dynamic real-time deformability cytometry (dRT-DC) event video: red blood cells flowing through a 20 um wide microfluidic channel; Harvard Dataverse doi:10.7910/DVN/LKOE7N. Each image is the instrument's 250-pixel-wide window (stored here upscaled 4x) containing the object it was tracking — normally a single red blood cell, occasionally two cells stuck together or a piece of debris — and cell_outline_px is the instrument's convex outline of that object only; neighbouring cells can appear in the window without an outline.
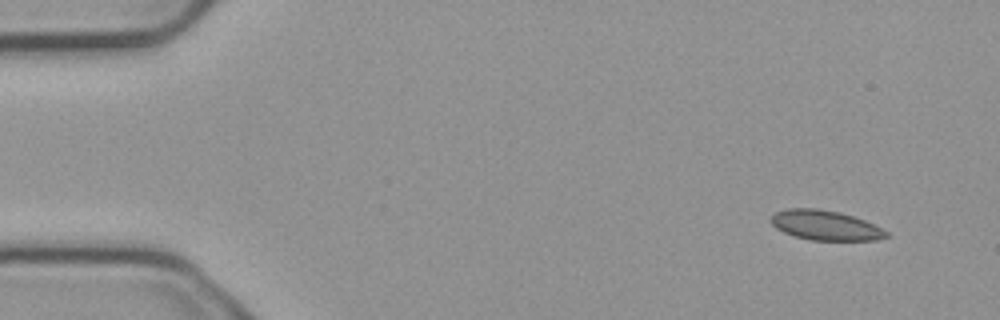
{"species": "common noctule bat (a hibernating species)", "species_latin": "Nyctalus noctula", "temperature_condition": "cold", "stored_images_in_passage": 3, "camera_frame_rate_fps": 3000, "um_per_image_px": 0.085, "animal": {"sex": "male", "body_mass_g": 23.1, "forearm_length_mm": 52.7}, "frame": {"image": 1, "passage_image": 1, "time_ms": 0.0, "image_size_px": [1000, 320], "cell_outline_px": [[888, 236], [876, 240], [812, 240], [792, 236], [776, 228], [768, 220], [776, 212], [788, 208], [816, 208], [840, 212], [864, 220], [888, 232]], "centroid_in_image_um": [70.11, 19.15], "position_along_channel_um": 14.9, "area_um2": 19.94}}